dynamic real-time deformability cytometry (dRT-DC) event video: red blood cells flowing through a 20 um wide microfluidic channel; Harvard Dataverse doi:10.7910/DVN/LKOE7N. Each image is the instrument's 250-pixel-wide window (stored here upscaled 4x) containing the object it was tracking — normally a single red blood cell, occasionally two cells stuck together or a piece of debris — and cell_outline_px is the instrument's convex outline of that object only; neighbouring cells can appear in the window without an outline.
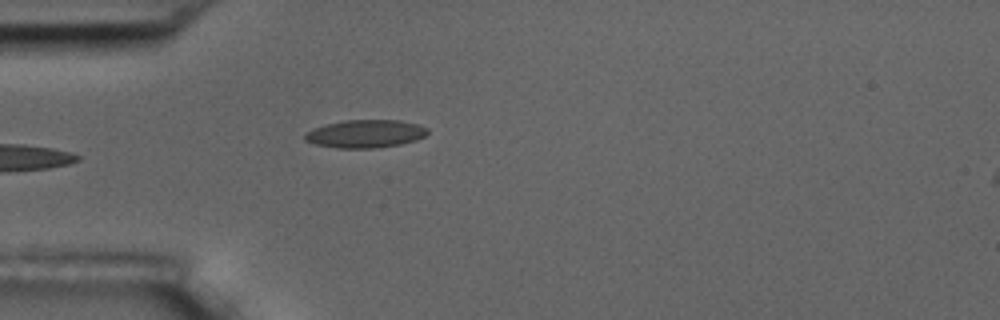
{"species": "common noctule bat (a hibernating species)", "species_latin": "Nyctalus noctula", "temperature_condition": "room temperature", "stored_images_in_passage": 3, "camera_frame_rate_fps": 3000, "um_per_image_px": 0.085, "animal": {"sex": "male", "body_mass_g": 17.5, "forearm_length_mm": 52.3}, "frame": {"image": 1, "passage_image": 2, "time_ms": 1.333, "image_size_px": [1000, 320], "cell_outline_px": [[428, 132], [424, 136], [416, 140], [400, 144], [376, 148], [336, 148], [316, 144], [304, 140], [304, 136], [312, 128], [344, 120], [400, 120], [416, 124], [428, 128]], "centroid_in_image_um": [31.06, 11.37], "position_along_channel_um": 53.9, "area_um2": 19.88}}